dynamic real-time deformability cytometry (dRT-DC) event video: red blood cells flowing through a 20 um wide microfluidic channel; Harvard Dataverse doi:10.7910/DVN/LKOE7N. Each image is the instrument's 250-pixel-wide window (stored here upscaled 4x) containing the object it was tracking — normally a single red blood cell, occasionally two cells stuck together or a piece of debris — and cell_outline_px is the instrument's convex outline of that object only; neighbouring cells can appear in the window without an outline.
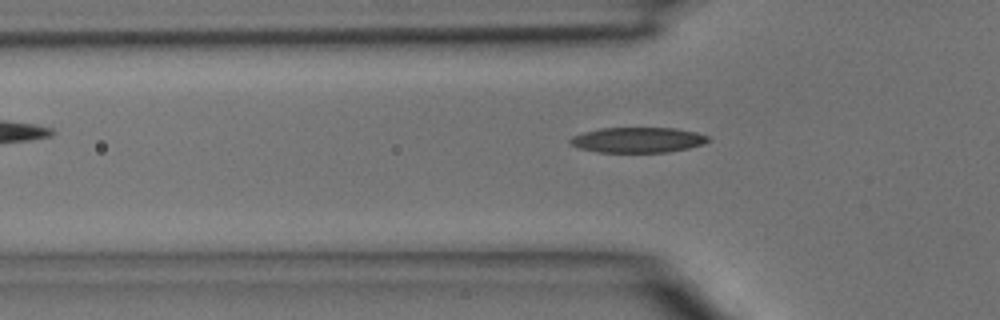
{"species": "common noctule bat (a hibernating species)", "species_latin": "Nyctalus noctula", "temperature_condition": "room temperature", "stored_images_in_passage": 6, "segment_of_instrument_passage": [2, 2], "camera_frame_rate_fps": 3000, "um_per_image_px": 0.085, "animal": {"sex": "male", "body_mass_g": 15.6}, "frame": {"image": 1, "passage_image": 6, "time_ms": 1.667, "image_size_px": [1000, 320], "cell_outline_px": [[712, 140], [704, 144], [688, 148], [668, 152], [596, 152], [580, 148], [568, 144], [568, 140], [572, 136], [584, 132], [600, 128], [676, 128], [696, 132], [708, 136]], "centroid_in_image_um": [54.21, 11.89], "position_along_channel_um": 71.6, "area_um2": 20.52}}